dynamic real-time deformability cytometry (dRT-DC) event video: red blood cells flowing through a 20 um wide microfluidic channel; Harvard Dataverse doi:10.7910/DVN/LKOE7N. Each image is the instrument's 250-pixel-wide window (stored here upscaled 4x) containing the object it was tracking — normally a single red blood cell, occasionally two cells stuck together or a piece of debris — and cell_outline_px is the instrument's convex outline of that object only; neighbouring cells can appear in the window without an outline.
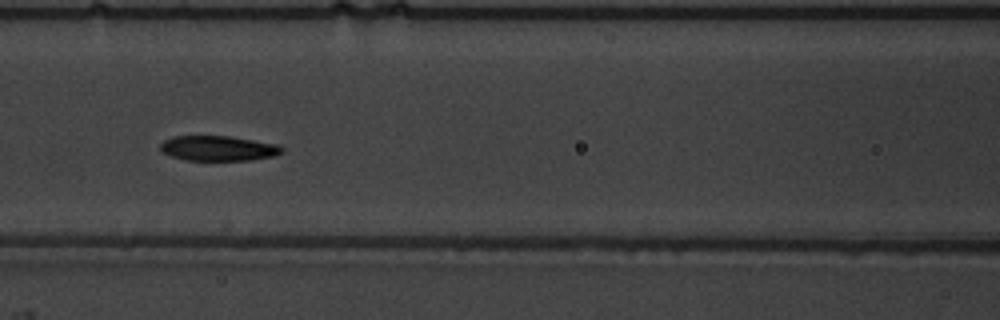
{"species": "common noctule bat (a hibernating species)", "species_latin": "Nyctalus noctula", "temperature_condition": "warm", "stored_images_in_passage": 56, "camera_frame_rate_fps": 3000, "um_per_image_px": 0.085, "animal": {"sex": "male", "body_mass_g": 19.5, "forearm_length_mm": 54.6}, "frame": {"image": 1, "passage_image": 26, "time_ms": 8.333, "image_size_px": [1000, 320], "cell_outline_px": [[284, 152], [276, 156], [248, 160], [188, 160], [172, 156], [164, 152], [160, 148], [160, 144], [164, 140], [172, 136], [228, 136], [276, 144], [284, 148]], "centroid_in_image_um": [18.57, 12.6], "position_along_channel_um": 148.0, "area_um2": 17.63}}
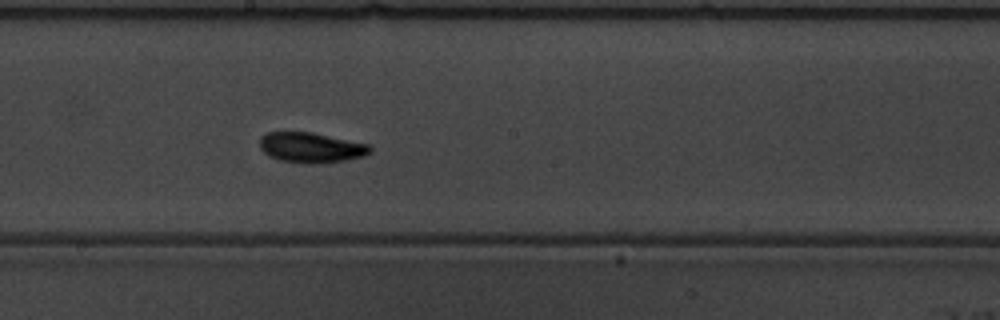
{"frame": {"image": 2, "passage_image": 32, "time_ms": 10.333, "image_size_px": [1000, 320], "cell_outline_px": [[372, 152], [364, 156], [344, 160], [316, 164], [308, 164], [280, 160], [268, 156], [260, 148], [260, 136], [268, 132], [312, 132], [368, 144], [372, 148]], "centroid_in_image_um": [26.43, 12.54], "position_along_channel_um": 221.8, "area_um2": 19.48}}
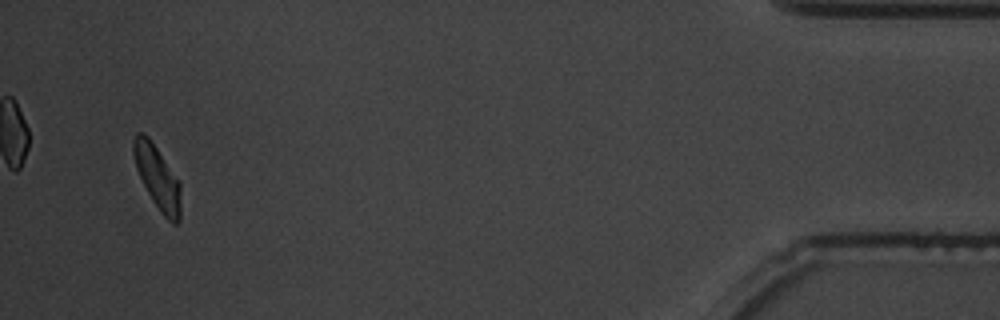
{"frame": {"image": 3, "passage_image": 54, "time_ms": 17.667, "image_size_px": [1000, 320], "cell_outline_px": [[180, 220], [176, 224], [172, 224], [164, 216], [152, 200], [136, 168], [132, 152], [132, 140], [136, 132], [144, 132], [148, 136], [180, 184]], "centroid_in_image_um": [13.35, 15.07], "position_along_channel_um": 421.9, "area_um2": 17.11}, "authors_computed_cell_mechanics": {"area_um2": 17.9469, "velocity_mm_per_s": 3.6923, "shape_relaxation_time_tau1_ms": 3.392, "shape_relaxation_time_tau2_ms": 2.5276, "deformation_change_tau1": 0.1532, "deformation_change_tau2": 0.057}}